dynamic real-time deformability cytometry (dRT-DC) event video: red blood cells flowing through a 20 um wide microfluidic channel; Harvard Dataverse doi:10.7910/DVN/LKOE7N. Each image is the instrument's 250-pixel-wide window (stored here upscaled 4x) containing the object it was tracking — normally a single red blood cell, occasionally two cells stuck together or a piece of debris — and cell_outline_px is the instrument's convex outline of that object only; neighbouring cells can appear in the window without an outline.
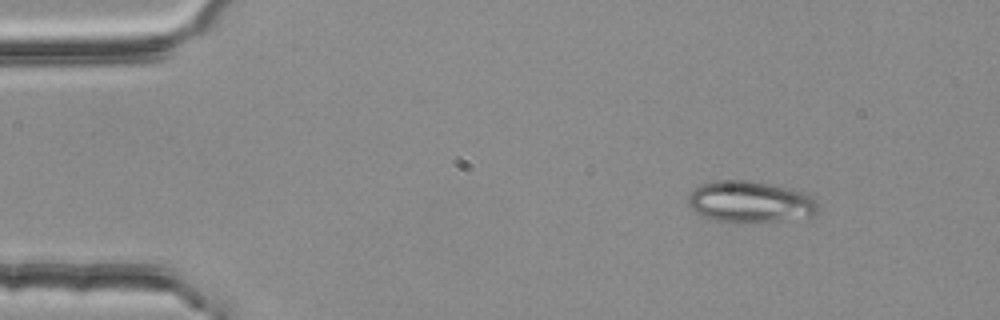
{"species": "common noctule bat (a hibernating species)", "species_latin": "Nyctalus noctula", "temperature_condition": "room temperature", "stored_images_in_passage": 46, "camera_frame_rate_fps": 3000, "um_per_image_px": 0.085, "animal": {"sex": "female", "body_mass_g": 25.1}, "frame": {"image": 1, "passage_image": 1, "time_ms": 0.0, "image_size_px": [1000, 320], "cell_outline_px": [[816, 212], [812, 216], [780, 220], [736, 224], [716, 220], [704, 216], [696, 212], [688, 204], [688, 196], [700, 184], [720, 180], [748, 180], [788, 188], [812, 196], [816, 204]], "centroid_in_image_um": [63.72, 17.17], "position_along_channel_um": 21.3, "area_um2": 31.1}}
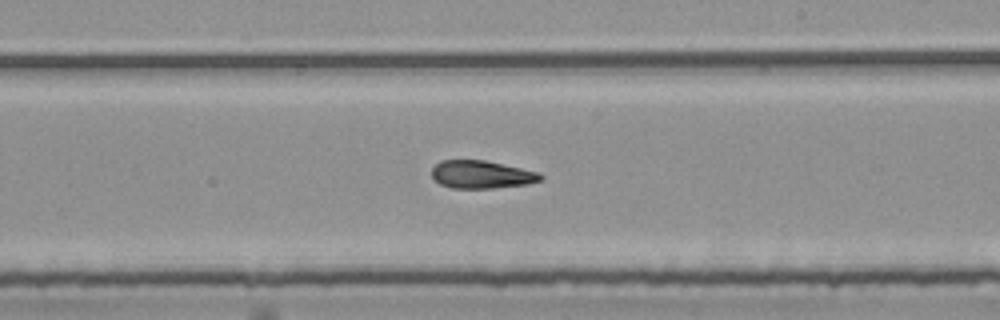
{"frame": {"image": 2, "passage_image": 26, "time_ms": 8.333, "image_size_px": [1000, 320], "cell_outline_px": [[544, 176], [540, 180], [528, 184], [492, 188], [452, 188], [440, 184], [432, 180], [432, 168], [440, 160], [484, 160], [520, 168], [536, 172]], "centroid_in_image_um": [40.87, 14.84], "position_along_channel_um": 248.1, "area_um2": 17.57}}
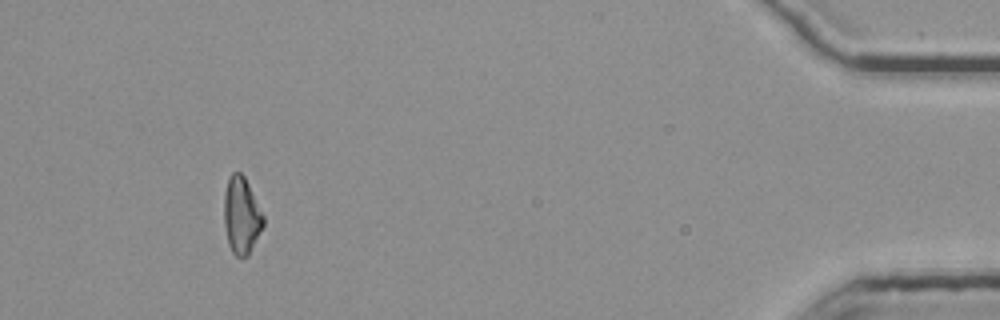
{"frame": {"image": 3, "passage_image": 45, "time_ms": 14.667, "image_size_px": [1000, 320], "cell_outline_px": [[264, 224], [248, 256], [244, 260], [240, 260], [232, 252], [228, 244], [224, 224], [224, 192], [228, 180], [232, 172], [240, 172], [244, 176], [264, 216]], "centroid_in_image_um": [20.51, 18.37], "position_along_channel_um": 414.7, "area_um2": 17.69}}